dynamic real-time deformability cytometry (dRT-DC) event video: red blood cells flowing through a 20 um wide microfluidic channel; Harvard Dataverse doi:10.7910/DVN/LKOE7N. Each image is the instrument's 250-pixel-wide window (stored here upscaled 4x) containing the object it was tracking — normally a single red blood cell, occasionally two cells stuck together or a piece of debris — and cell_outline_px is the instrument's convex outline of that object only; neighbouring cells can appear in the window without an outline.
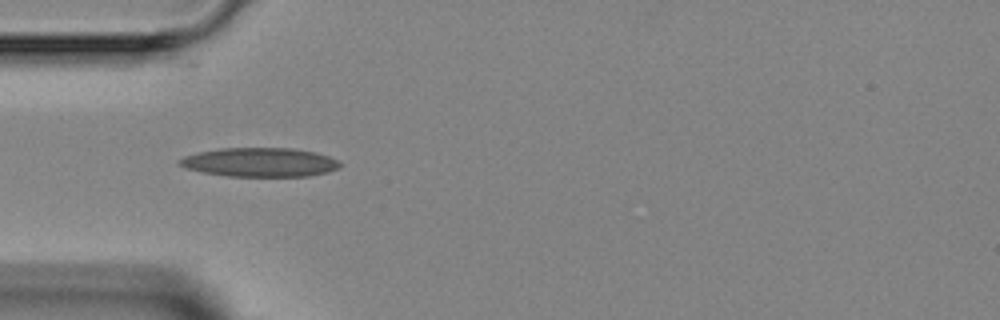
{"species": "Egyptian fruit bat (a non-hibernating species)", "species_latin": "Rousettus aegyptiacus", "temperature_condition": "room temperature", "stored_images_in_passage": 2, "camera_frame_rate_fps": 3000, "um_per_image_px": 0.085, "animal": {"sex": "female"}, "frame": {"image": 1, "passage_image": 2, "time_ms": 1.333, "image_size_px": [1000, 320], "cell_outline_px": [[344, 164], [340, 168], [328, 172], [308, 176], [228, 176], [204, 172], [184, 168], [176, 164], [176, 160], [184, 156], [200, 152], [220, 148], [292, 148], [316, 152], [340, 160]], "centroid_in_image_um": [22.11, 13.79], "position_along_channel_um": 62.9, "area_um2": 27.4}}